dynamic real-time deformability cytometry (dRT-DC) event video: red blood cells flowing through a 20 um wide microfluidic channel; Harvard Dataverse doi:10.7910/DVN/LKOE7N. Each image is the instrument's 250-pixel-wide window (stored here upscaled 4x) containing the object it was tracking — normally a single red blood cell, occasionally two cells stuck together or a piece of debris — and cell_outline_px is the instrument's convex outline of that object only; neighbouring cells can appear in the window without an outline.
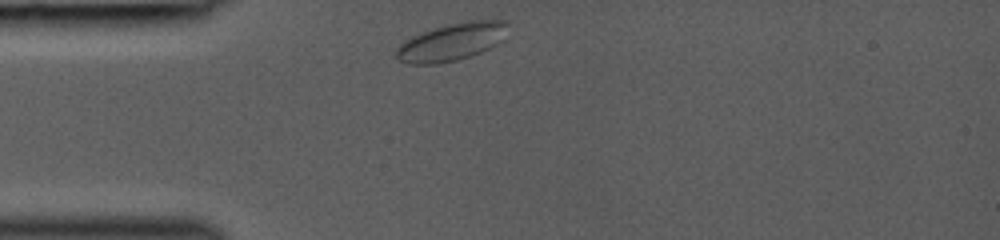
{"species": "common noctule bat (a hibernating species)", "species_latin": "Nyctalus noctula", "temperature_condition": "room temperature", "stored_images_in_passage": 30, "camera_frame_rate_fps": 3000, "um_per_image_px": 0.085, "animal": {"sex": "female", "body_mass_g": 19.0, "forearm_length_mm": 53.3}, "frame": {"image": 1, "passage_image": 1, "time_ms": 0.0, "image_size_px": [1000, 240], "cell_outline_px": [[508, 24], [500, 40], [496, 44], [480, 52], [456, 60], [436, 64], [408, 64], [400, 60], [392, 52], [400, 44], [412, 36], [448, 24], [472, 20], [508, 20]], "centroid_in_image_um": [38.34, 3.57], "position_along_channel_um": 46.7, "area_um2": 23.99}}
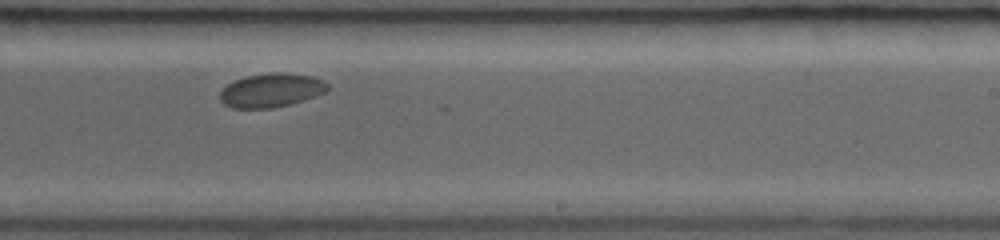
{"frame": {"image": 2, "passage_image": 18, "time_ms": 5.667, "image_size_px": [1000, 240], "cell_outline_px": [[328, 92], [304, 100], [272, 108], [232, 108], [224, 104], [220, 100], [220, 92], [228, 84], [236, 80], [248, 76], [276, 72], [284, 72], [312, 76], [324, 80], [328, 84]], "centroid_in_image_um": [23.09, 7.67], "position_along_channel_um": 265.9, "area_um2": 21.15}}
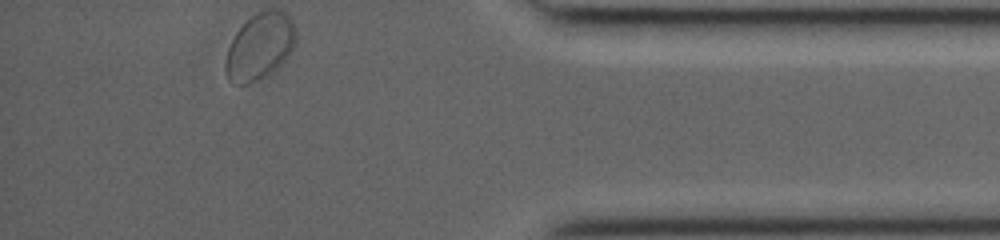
{"frame": {"image": 3, "passage_image": 30, "time_ms": 9.667, "image_size_px": [1000, 240], "cell_outline_px": [[296, 40], [292, 48], [284, 60], [272, 72], [248, 84], [236, 84], [228, 80], [224, 68], [224, 64], [228, 48], [236, 32], [256, 12], [284, 12], [292, 16], [296, 28]], "centroid_in_image_um": [22.08, 3.97], "position_along_channel_um": 413.1, "area_um2": 26.82}}